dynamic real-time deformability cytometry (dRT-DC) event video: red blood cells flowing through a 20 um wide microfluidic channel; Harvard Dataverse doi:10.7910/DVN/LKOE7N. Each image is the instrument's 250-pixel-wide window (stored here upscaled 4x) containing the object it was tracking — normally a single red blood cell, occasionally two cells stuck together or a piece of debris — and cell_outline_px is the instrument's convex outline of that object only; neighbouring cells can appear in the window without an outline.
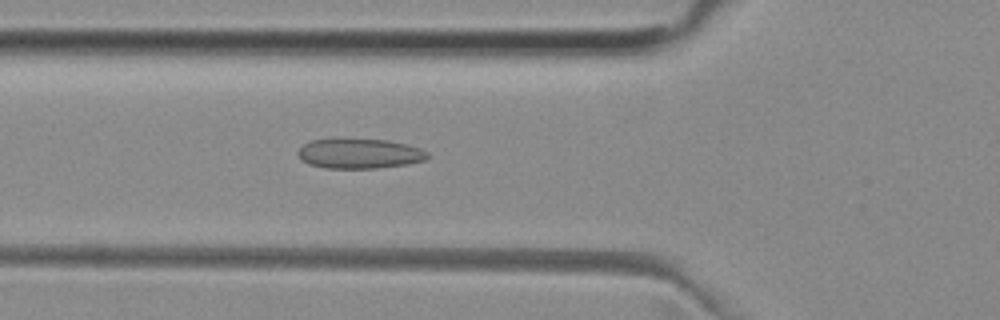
{"species": "common noctule bat (a hibernating species)", "species_latin": "Nyctalus noctula", "temperature_condition": "room temperature", "stored_images_in_passage": 30, "camera_frame_rate_fps": 3000, "um_per_image_px": 0.085, "animal": {"sex": "female", "body_mass_g": 29.2, "forearm_length_mm": 56.3}, "frame": {"image": 1, "passage_image": 9, "time_ms": 2.667, "image_size_px": [1000, 320], "cell_outline_px": [[428, 156], [424, 160], [408, 164], [376, 168], [324, 168], [308, 164], [296, 152], [304, 144], [312, 140], [336, 136], [340, 136], [388, 140], [420, 148], [428, 152]], "centroid_in_image_um": [30.51, 13.01], "position_along_channel_um": 95.3, "area_um2": 23.24}}
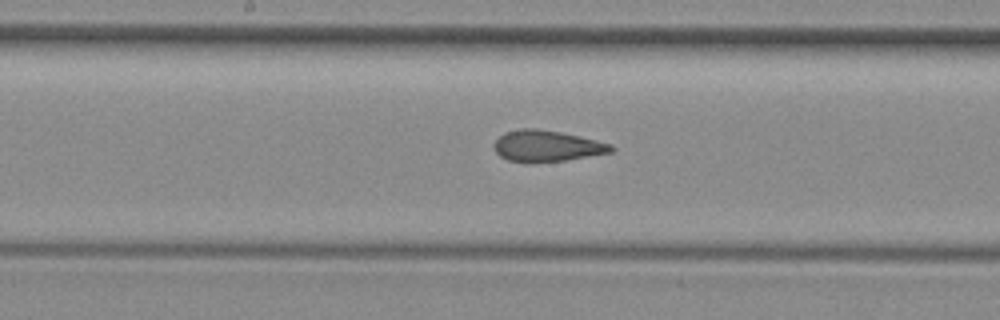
{"frame": {"image": 2, "passage_image": 17, "time_ms": 5.333, "image_size_px": [1000, 320], "cell_outline_px": [[616, 148], [612, 152], [564, 160], [532, 164], [528, 164], [508, 160], [500, 156], [496, 152], [496, 140], [504, 132], [520, 128], [536, 128], [560, 132], [580, 136], [612, 144]], "centroid_in_image_um": [46.48, 12.42], "position_along_channel_um": 201.7, "area_um2": 21.44}}
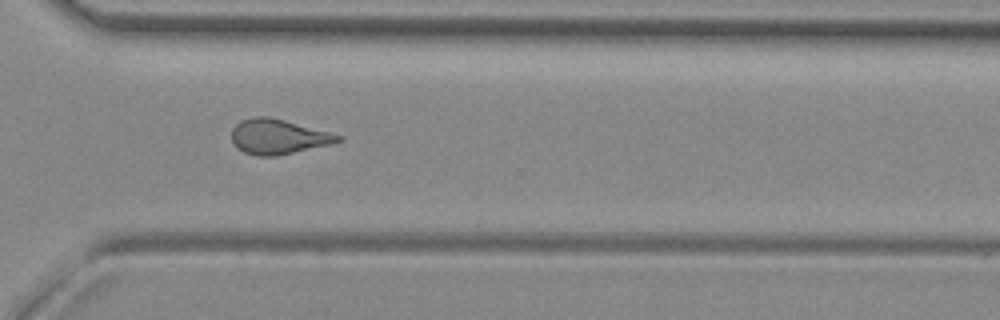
{"frame": {"image": 3, "passage_image": 28, "time_ms": 9.0, "image_size_px": [1000, 320], "cell_outline_px": [[344, 140], [332, 144], [276, 156], [256, 156], [244, 152], [236, 148], [232, 144], [232, 128], [240, 120], [256, 116], [268, 116], [284, 120], [344, 136]], "centroid_in_image_um": [23.63, 11.62], "position_along_channel_um": 347.0, "area_um2": 21.79}, "authors_computed_cell_mechanics": {"area_um2": 21.7039, "velocity_mm_per_s": 3.9637, "shape_relaxation_time_tau1_ms": null, "shape_relaxation_time_tau2_ms": 2.1981, "deformation_change_tau1": null, "deformation_change_tau2": 0.1079}}